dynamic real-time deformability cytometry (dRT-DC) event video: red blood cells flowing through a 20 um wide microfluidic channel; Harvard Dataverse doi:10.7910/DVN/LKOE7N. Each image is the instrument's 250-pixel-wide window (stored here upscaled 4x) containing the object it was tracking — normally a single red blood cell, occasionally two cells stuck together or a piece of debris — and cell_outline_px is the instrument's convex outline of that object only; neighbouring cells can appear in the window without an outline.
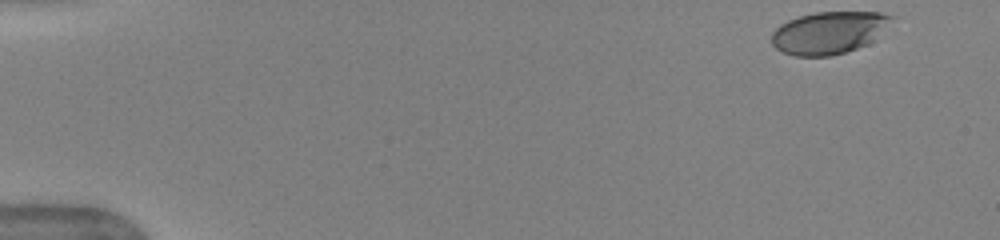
{"species": "human", "species_latin": "Homo sapiens", "temperature_condition": "warm", "stored_images_in_passage": 48, "camera_frame_rate_fps": 3000, "um_per_image_px": 0.085, "donor": {"sex": "female"}, "frame": {"image": 1, "passage_image": 1, "time_ms": 0.0, "image_size_px": [1000, 240], "cell_outline_px": [[892, 16], [872, 40], [868, 44], [844, 52], [828, 56], [796, 56], [784, 52], [776, 48], [772, 44], [772, 32], [780, 24], [788, 20], [800, 16], [816, 12], [880, 12]], "centroid_in_image_um": [70.36, 2.78], "position_along_channel_um": 14.6, "area_um2": 28.84}}
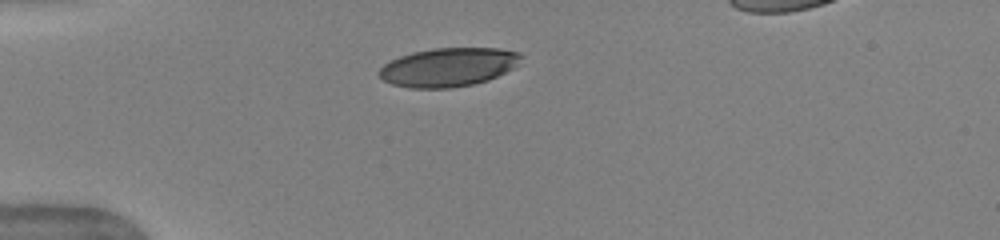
{"frame": {"image": 2, "passage_image": 12, "time_ms": 3.667, "image_size_px": [1000, 240], "cell_outline_px": [[524, 56], [512, 68], [488, 80], [472, 84], [452, 88], [408, 88], [392, 84], [384, 80], [376, 72], [384, 64], [400, 56], [412, 52], [432, 48], [500, 48], [520, 52]], "centroid_in_image_um": [38.09, 5.7], "position_along_channel_um": 46.9, "area_um2": 32.02}}
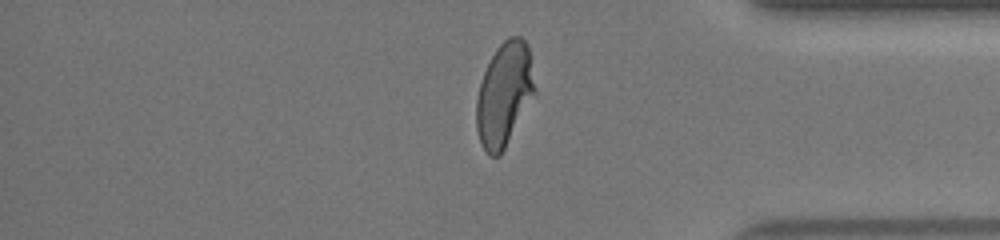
{"frame": {"image": 3, "passage_image": 41, "time_ms": 13.333, "image_size_px": [1000, 240], "cell_outline_px": [[536, 92], [500, 156], [488, 156], [480, 144], [476, 128], [476, 100], [480, 84], [484, 72], [496, 48], [508, 36], [520, 36], [528, 44], [536, 88]], "centroid_in_image_um": [42.86, 8.02], "position_along_channel_um": 392.3, "area_um2": 35.37}}